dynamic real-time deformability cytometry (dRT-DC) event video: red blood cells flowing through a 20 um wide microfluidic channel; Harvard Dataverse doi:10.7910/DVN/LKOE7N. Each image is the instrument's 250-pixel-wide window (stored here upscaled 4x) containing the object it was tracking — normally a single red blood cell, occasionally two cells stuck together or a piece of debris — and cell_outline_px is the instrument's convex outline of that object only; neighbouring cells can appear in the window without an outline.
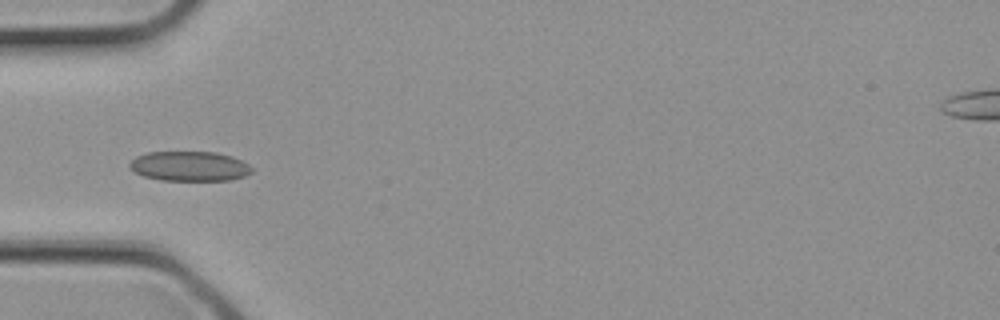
{"species": "common noctule bat (a hibernating species)", "species_latin": "Nyctalus noctula", "temperature_condition": "cold", "stored_images_in_passage": 3, "camera_frame_rate_fps": 3000, "um_per_image_px": 0.085, "animal": {"sex": "female", "body_mass_g": 21.9}, "frame": {"image": 1, "passage_image": 3, "time_ms": 0.667, "image_size_px": [1000, 320], "cell_outline_px": [[252, 172], [244, 176], [228, 180], [160, 180], [144, 176], [136, 172], [128, 164], [136, 156], [148, 152], [216, 152], [232, 156], [248, 164], [252, 168]], "centroid_in_image_um": [16.12, 14.12], "position_along_channel_um": 68.9, "area_um2": 21.04}}